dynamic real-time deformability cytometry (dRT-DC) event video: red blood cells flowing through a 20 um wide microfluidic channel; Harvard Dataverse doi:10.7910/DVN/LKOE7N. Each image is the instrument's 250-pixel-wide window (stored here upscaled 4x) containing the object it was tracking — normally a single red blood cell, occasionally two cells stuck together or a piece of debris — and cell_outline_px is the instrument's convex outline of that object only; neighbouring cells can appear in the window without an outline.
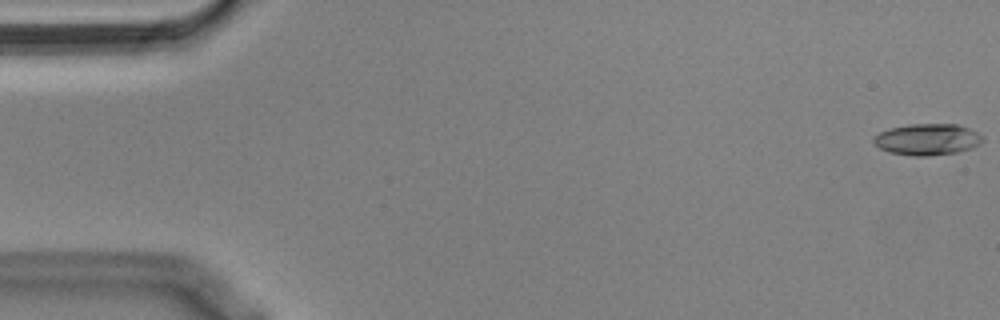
{"species": "Egyptian fruit bat (a non-hibernating species)", "species_latin": "Rousettus aegyptiacus", "temperature_condition": "cold", "stored_images_in_passage": 6, "camera_frame_rate_fps": 3000, "um_per_image_px": 0.085, "animal": {"sex": "male"}, "frame": {"image": 1, "passage_image": 1, "time_ms": 0.0, "image_size_px": [1000, 320], "cell_outline_px": [[984, 140], [980, 144], [972, 148], [956, 152], [928, 156], [912, 156], [888, 152], [872, 144], [872, 136], [888, 128], [908, 124], [956, 124], [968, 128], [984, 136]], "centroid_in_image_um": [78.78, 11.85], "position_along_channel_um": 6.2, "area_um2": 20.23}}